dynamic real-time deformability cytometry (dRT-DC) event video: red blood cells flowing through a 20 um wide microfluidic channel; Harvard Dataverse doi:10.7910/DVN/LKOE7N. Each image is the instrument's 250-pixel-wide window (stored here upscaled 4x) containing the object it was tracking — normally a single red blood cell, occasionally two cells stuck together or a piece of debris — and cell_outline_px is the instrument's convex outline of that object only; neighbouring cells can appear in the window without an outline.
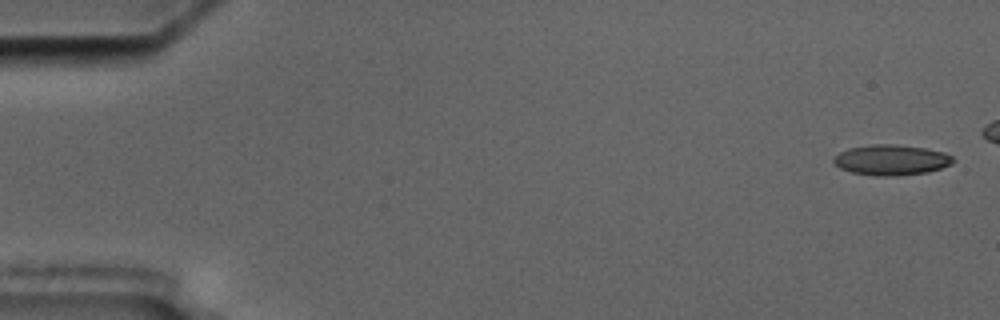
{"species": "common noctule bat (a hibernating species)", "species_latin": "Nyctalus noctula", "temperature_condition": "cold", "stored_images_in_passage": 6, "camera_frame_rate_fps": 3000, "um_per_image_px": 0.085, "animal": {"sex": "male", "body_mass_g": 17.5, "forearm_length_mm": 52.3}, "frame": {"image": 1, "passage_image": 1, "time_ms": 0.0, "image_size_px": [1000, 320], "cell_outline_px": [[956, 160], [952, 164], [928, 172], [892, 176], [876, 176], [852, 172], [840, 168], [832, 160], [840, 152], [848, 148], [876, 144], [896, 144], [924, 148], [944, 152], [952, 156]], "centroid_in_image_um": [75.78, 13.59], "position_along_channel_um": 9.2, "area_um2": 21.1}}
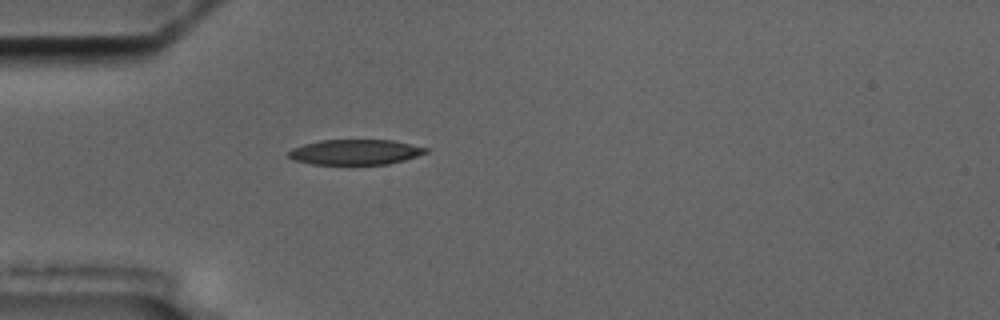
{"frame": {"image": 2, "passage_image": 6, "time_ms": 7.333, "image_size_px": [1000, 320], "cell_outline_px": [[428, 152], [404, 160], [388, 164], [312, 164], [292, 160], [288, 156], [288, 152], [292, 148], [304, 144], [320, 140], [392, 140], [428, 148]], "centroid_in_image_um": [30.17, 12.92], "position_along_channel_um": 54.8, "area_um2": 20.11}}